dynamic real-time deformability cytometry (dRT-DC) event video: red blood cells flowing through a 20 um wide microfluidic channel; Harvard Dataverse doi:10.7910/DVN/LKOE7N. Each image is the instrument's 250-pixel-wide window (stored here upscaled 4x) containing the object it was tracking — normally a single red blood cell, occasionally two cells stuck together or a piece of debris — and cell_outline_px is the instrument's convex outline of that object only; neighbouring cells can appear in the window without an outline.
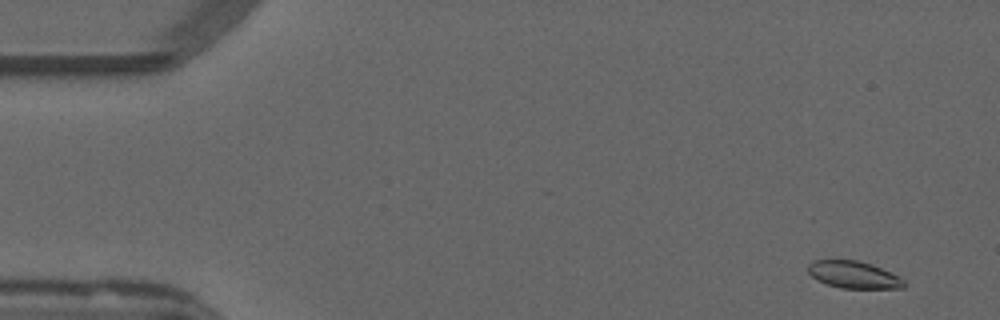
{"species": "common noctule bat (a hibernating species)", "species_latin": "Nyctalus noctula", "temperature_condition": "warm", "stored_images_in_passage": 53, "camera_frame_rate_fps": 3000, "um_per_image_px": 0.085, "animal": {"sex": "male", "forearm_length_mm": 52.5}, "frame": {"image": 1, "passage_image": 3, "time_ms": 0.667, "image_size_px": [1000, 320], "cell_outline_px": [[908, 284], [904, 288], [840, 288], [816, 280], [808, 272], [808, 264], [816, 260], [860, 260], [872, 264], [904, 280]], "centroid_in_image_um": [72.55, 23.35], "position_along_channel_um": 12.4, "area_um2": 15.09}}
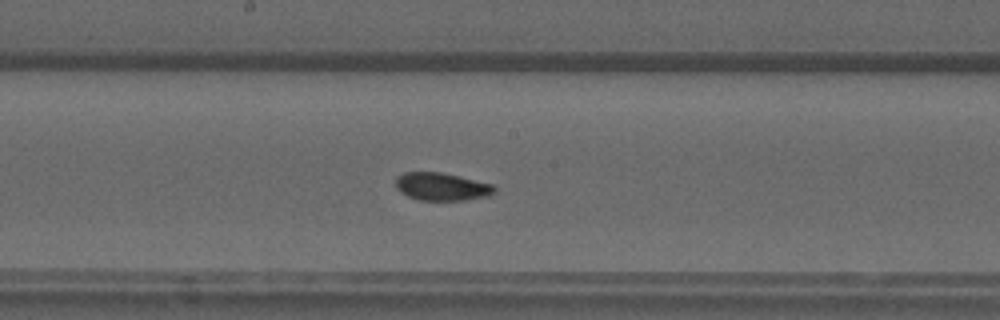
{"frame": {"image": 2, "passage_image": 28, "time_ms": 9.0, "image_size_px": [1000, 320], "cell_outline_px": [[496, 192], [492, 196], [464, 200], [420, 200], [408, 196], [400, 192], [396, 188], [396, 176], [404, 172], [440, 172], [496, 184]], "centroid_in_image_um": [37.6, 15.86], "position_along_channel_um": 210.6, "area_um2": 16.3}}
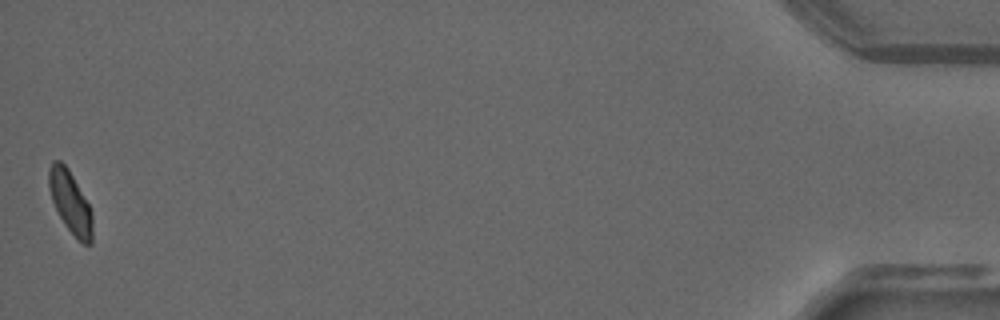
{"frame": {"image": 3, "passage_image": 53, "time_ms": 17.333, "image_size_px": [1000, 320], "cell_outline_px": [[92, 244], [84, 244], [64, 224], [52, 200], [48, 188], [48, 168], [52, 160], [60, 160], [68, 168], [88, 204], [92, 212]], "centroid_in_image_um": [5.95, 17.14], "position_along_channel_um": 429.2, "area_um2": 15.55}, "authors_computed_cell_mechanics": {"area_um2": 16.0684, "velocity_mm_per_s": 3.818, "shape_relaxation_time_tau1_ms": null, "shape_relaxation_time_tau2_ms": 1.1223, "deformation_change_tau1": null, "deformation_change_tau2": 0.0328}}